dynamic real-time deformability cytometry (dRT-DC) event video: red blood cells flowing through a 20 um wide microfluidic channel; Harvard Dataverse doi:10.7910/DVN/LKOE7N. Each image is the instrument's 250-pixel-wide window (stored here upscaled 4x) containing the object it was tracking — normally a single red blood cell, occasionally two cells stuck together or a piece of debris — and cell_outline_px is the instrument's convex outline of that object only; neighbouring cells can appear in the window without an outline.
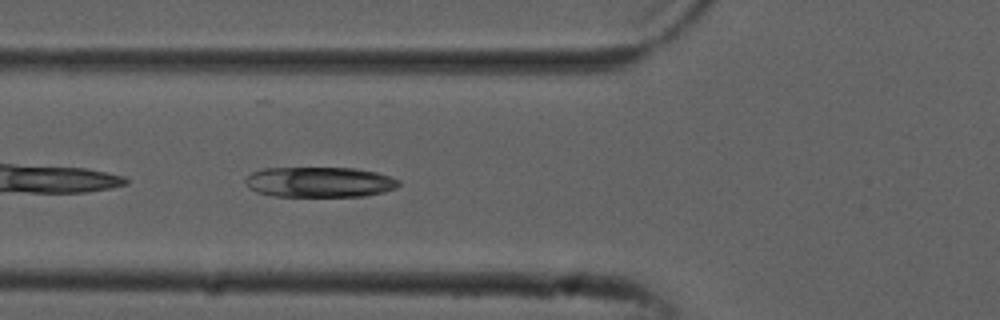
{"species": "common noctule bat (a hibernating species)", "species_latin": "Nyctalus noctula", "temperature_condition": "cold", "stored_images_in_passage": 37, "camera_frame_rate_fps": 3000, "um_per_image_px": 0.085, "animal": {"sex": "male", "forearm_length_mm": 52.5}, "frame": {"image": 1, "passage_image": 4, "time_ms": 1.0, "image_size_px": [1000, 320], "cell_outline_px": [[400, 184], [396, 188], [384, 192], [364, 196], [272, 196], [256, 192], [248, 188], [244, 180], [252, 172], [264, 168], [356, 168], [376, 172], [400, 180]], "centroid_in_image_um": [27.15, 15.48], "position_along_channel_um": 98.7, "area_um2": 27.22}}
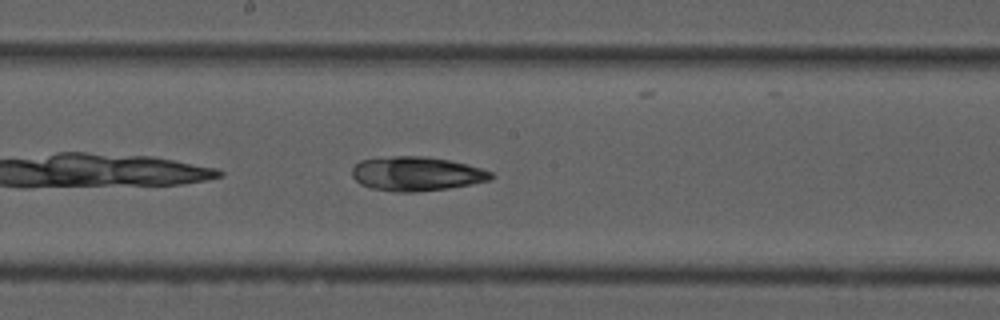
{"frame": {"image": 2, "passage_image": 13, "time_ms": 4.0, "image_size_px": [1000, 320], "cell_outline_px": [[496, 176], [492, 180], [472, 184], [448, 188], [416, 192], [396, 192], [372, 188], [360, 184], [352, 176], [352, 168], [360, 160], [396, 156], [424, 156], [448, 160], [480, 168], [492, 172]], "centroid_in_image_um": [35.42, 14.78], "position_along_channel_um": 212.8, "area_um2": 27.63}}
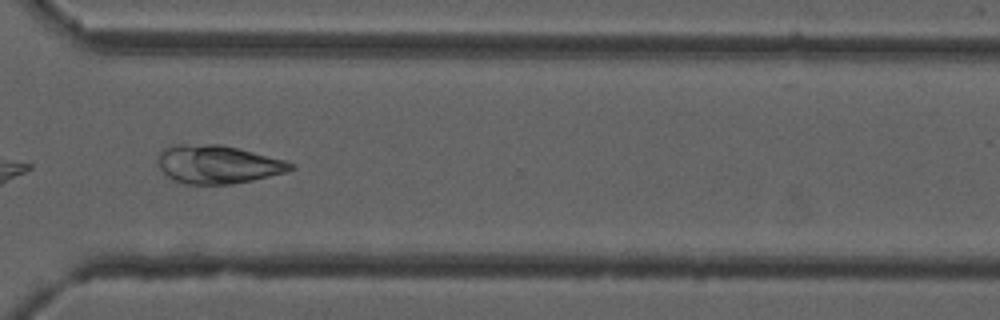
{"frame": {"image": 3, "passage_image": 24, "time_ms": 7.667, "image_size_px": [1000, 320], "cell_outline_px": [[296, 168], [284, 172], [252, 180], [232, 184], [184, 184], [168, 176], [160, 168], [156, 160], [156, 156], [164, 148], [172, 144], [220, 144], [284, 160], [296, 164]], "centroid_in_image_um": [18.47, 13.96], "position_along_channel_um": 352.1, "area_um2": 29.54}}